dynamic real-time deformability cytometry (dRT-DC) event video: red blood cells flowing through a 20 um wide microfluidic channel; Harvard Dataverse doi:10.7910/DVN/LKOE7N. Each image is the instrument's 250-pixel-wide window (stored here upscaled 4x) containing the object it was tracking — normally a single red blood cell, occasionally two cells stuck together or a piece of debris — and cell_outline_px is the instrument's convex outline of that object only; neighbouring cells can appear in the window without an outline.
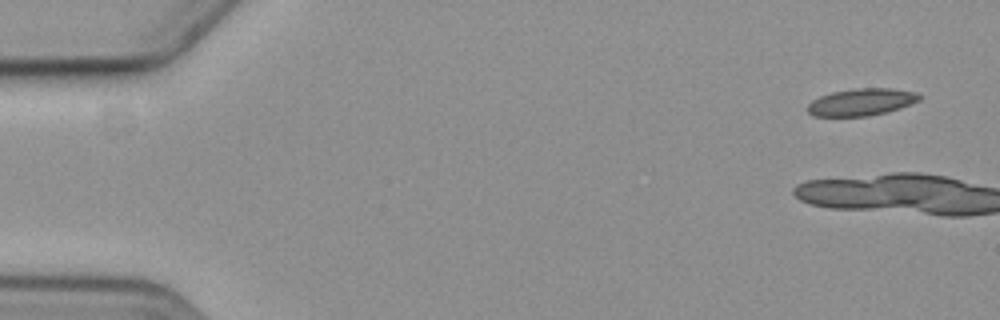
{"species": "common noctule bat (a hibernating species)", "species_latin": "Nyctalus noctula", "temperature_condition": "cold", "stored_images_in_passage": 6, "camera_frame_rate_fps": 3000, "um_per_image_px": 0.085, "animal": {"sex": "female", "body_mass_g": 19.3, "forearm_length_mm": 54.1}, "frame": {"image": 1, "passage_image": 1, "time_ms": 0.0, "image_size_px": [1000, 320], "cell_outline_px": [[924, 96], [920, 100], [900, 108], [868, 116], [812, 116], [804, 108], [812, 100], [820, 96], [832, 92], [856, 88], [892, 88], [916, 92]], "centroid_in_image_um": [73.21, 8.67], "position_along_channel_um": 11.8, "area_um2": 17.8}}